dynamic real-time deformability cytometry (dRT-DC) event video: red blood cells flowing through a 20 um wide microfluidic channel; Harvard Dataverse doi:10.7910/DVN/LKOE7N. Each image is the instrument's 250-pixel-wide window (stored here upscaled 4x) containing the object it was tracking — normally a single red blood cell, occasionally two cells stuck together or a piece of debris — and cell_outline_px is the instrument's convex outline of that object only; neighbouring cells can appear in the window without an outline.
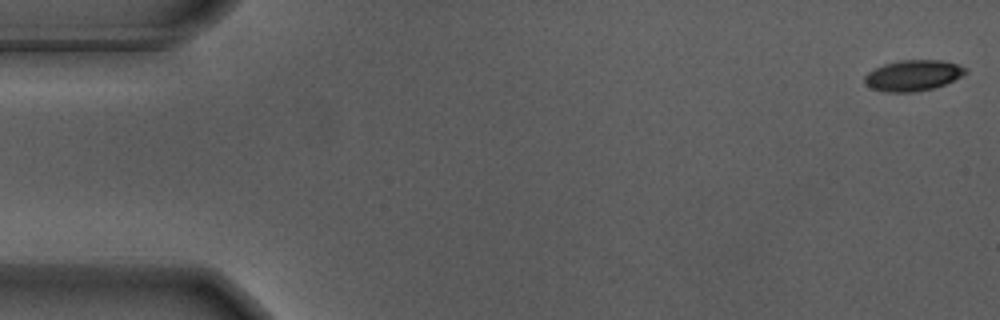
{"species": "Egyptian fruit bat (a non-hibernating species)", "species_latin": "Rousettus aegyptiacus", "temperature_condition": "warm", "stored_images_in_passage": 57, "segment_of_instrument_passage": [1, 2], "camera_frame_rate_fps": 3000, "um_per_image_px": 0.085, "animal": {"sex": "male"}, "frame": {"image": 1, "passage_image": 1, "time_ms": 0.0, "image_size_px": [1000, 320], "cell_outline_px": [[968, 72], [964, 76], [944, 84], [932, 88], [912, 92], [884, 92], [872, 88], [864, 84], [864, 76], [868, 72], [884, 64], [900, 60], [940, 60], [956, 64], [968, 68]], "centroid_in_image_um": [77.62, 6.41], "position_along_channel_um": 7.4, "area_um2": 18.15}}
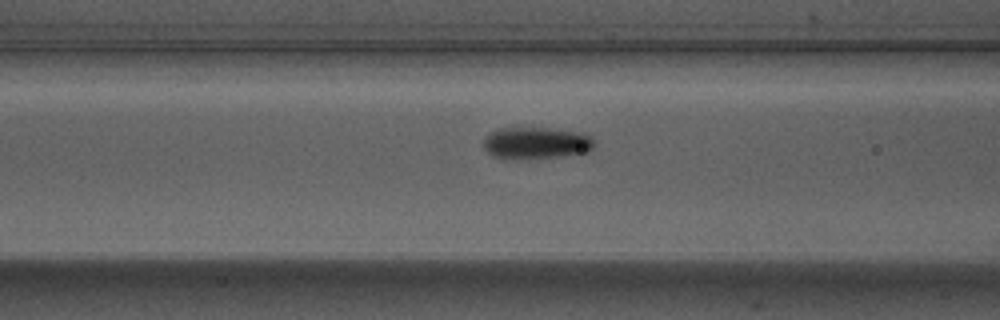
{"frame": {"image": 2, "passage_image": 22, "time_ms": 7.0, "image_size_px": [1000, 320], "cell_outline_px": [[596, 144], [588, 152], [560, 156], [492, 156], [484, 148], [484, 136], [500, 128], [548, 128], [584, 132], [592, 136], [596, 140]], "centroid_in_image_um": [45.67, 12.1], "position_along_channel_um": 120.9, "area_um2": 19.94}}
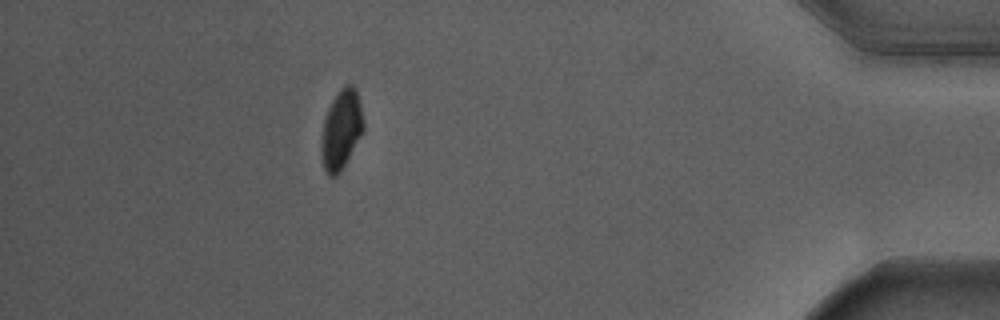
{"frame": {"image": 3, "passage_image": 50, "time_ms": 16.333, "image_size_px": [1000, 320], "cell_outline_px": [[364, 128], [340, 172], [336, 176], [328, 176], [324, 172], [320, 148], [324, 120], [328, 108], [332, 100], [340, 88], [344, 84], [352, 84], [356, 88], [360, 104], [364, 124]], "centroid_in_image_um": [28.98, 11.0], "position_along_channel_um": 406.2, "area_um2": 19.36}}